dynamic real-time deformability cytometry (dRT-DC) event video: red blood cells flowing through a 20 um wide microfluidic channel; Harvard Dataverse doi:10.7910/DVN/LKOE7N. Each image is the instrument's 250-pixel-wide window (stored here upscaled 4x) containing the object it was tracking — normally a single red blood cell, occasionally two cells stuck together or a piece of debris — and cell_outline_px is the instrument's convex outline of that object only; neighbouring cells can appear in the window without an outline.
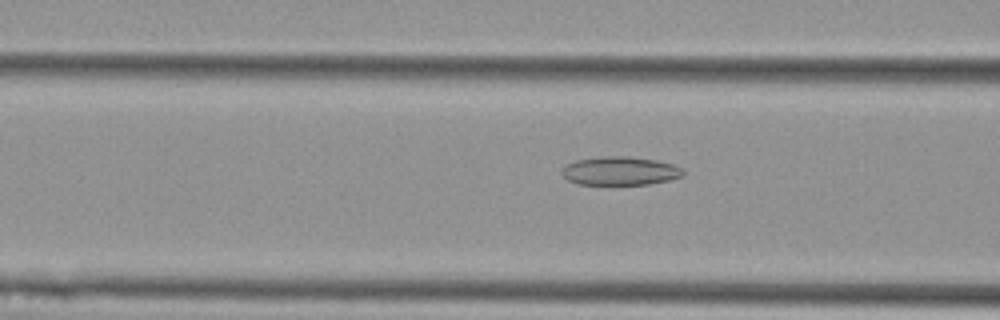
{"species": "Egyptian fruit bat (a non-hibernating species)", "species_latin": "Rousettus aegyptiacus", "temperature_condition": "cold", "stored_images_in_passage": 47, "camera_frame_rate_fps": 3000, "um_per_image_px": 0.085, "animal": {"sex": "female"}, "frame": {"image": 1, "passage_image": 12, "time_ms": 3.667, "image_size_px": [1000, 320], "cell_outline_px": [[684, 176], [668, 180], [648, 184], [580, 184], [568, 180], [560, 172], [560, 168], [564, 164], [576, 160], [604, 156], [628, 156], [656, 160], [672, 164], [684, 168]], "centroid_in_image_um": [52.69, 14.52], "position_along_channel_um": 113.9, "area_um2": 20.29}}
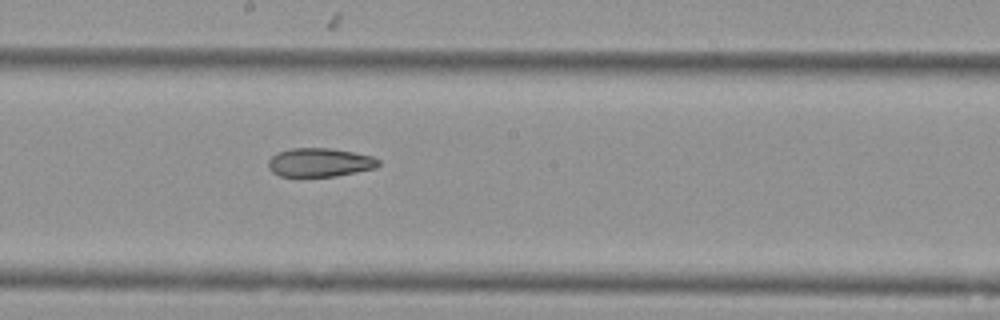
{"frame": {"image": 2, "passage_image": 21, "time_ms": 6.667, "image_size_px": [1000, 320], "cell_outline_px": [[380, 164], [376, 168], [336, 176], [280, 176], [272, 172], [268, 168], [268, 160], [276, 152], [292, 148], [332, 148], [372, 156], [380, 160]], "centroid_in_image_um": [27.17, 13.8], "position_along_channel_um": 221.0, "area_um2": 18.5}}
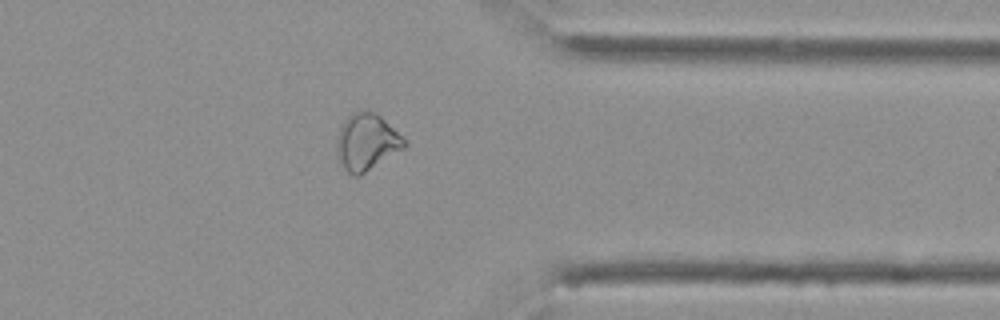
{"frame": {"image": 3, "passage_image": 35, "time_ms": 11.333, "image_size_px": [1000, 320], "cell_outline_px": [[408, 144], [404, 148], [360, 176], [352, 176], [344, 168], [336, 152], [336, 136], [344, 120], [352, 112], [360, 108], [376, 112]], "centroid_in_image_um": [31.12, 12.06], "position_along_channel_um": 380.3, "area_um2": 22.31}, "authors_computed_cell_mechanics": {"area_um2": 20.8658, "velocity_mm_per_s": 3.5714, "shape_relaxation_time_tau1_ms": null, "shape_relaxation_time_tau2_ms": 7.2746, "deformation_change_tau1": null, "deformation_change_tau2": 0.1397}}